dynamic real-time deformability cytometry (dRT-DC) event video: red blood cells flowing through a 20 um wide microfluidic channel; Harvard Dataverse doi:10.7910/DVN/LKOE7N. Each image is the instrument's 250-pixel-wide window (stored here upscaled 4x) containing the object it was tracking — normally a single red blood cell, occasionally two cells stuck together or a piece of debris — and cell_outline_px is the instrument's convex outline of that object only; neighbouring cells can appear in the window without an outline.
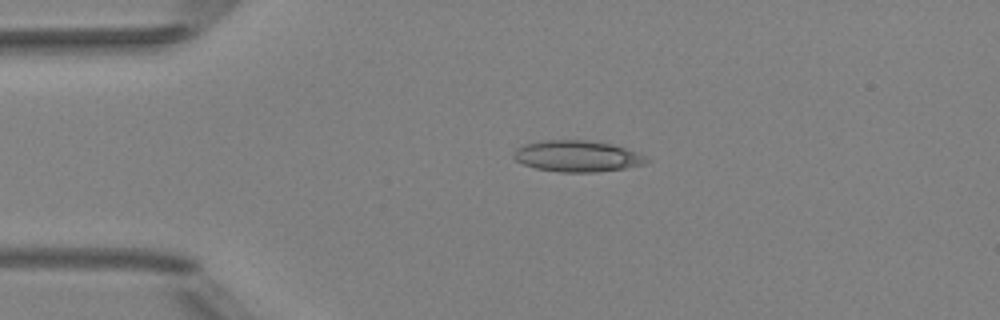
{"species": "Egyptian fruit bat (a non-hibernating species)", "species_latin": "Rousettus aegyptiacus", "temperature_condition": "room temperature", "stored_images_in_passage": 2, "camera_frame_rate_fps": 3000, "um_per_image_px": 0.085, "animal": {"sex": "female"}, "frame": {"image": 1, "passage_image": 1, "time_ms": 0.0, "image_size_px": [1000, 320], "cell_outline_px": [[652, 160], [648, 164], [624, 168], [596, 172], [560, 172], [536, 168], [524, 164], [516, 160], [512, 156], [512, 152], [516, 148], [524, 144], [540, 140], [584, 140], [612, 144], [640, 152]], "centroid_in_image_um": [49.1, 13.27], "position_along_channel_um": 35.9, "area_um2": 24.51}}